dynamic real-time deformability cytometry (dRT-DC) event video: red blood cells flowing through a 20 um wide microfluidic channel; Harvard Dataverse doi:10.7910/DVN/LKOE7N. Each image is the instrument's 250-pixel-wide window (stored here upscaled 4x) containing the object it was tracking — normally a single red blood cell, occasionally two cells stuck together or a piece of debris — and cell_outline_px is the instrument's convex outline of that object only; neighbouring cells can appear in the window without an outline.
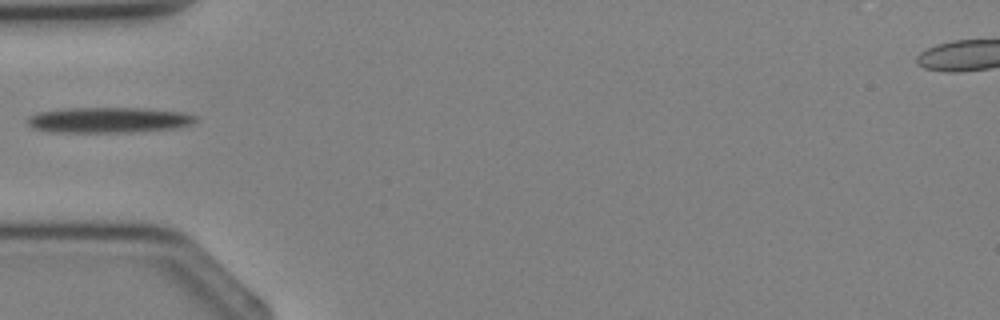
{"species": "Egyptian fruit bat (a non-hibernating species)", "species_latin": "Rousettus aegyptiacus", "temperature_condition": "cold", "stored_images_in_passage": 2, "camera_frame_rate_fps": 3000, "um_per_image_px": 0.085, "animal": {"sex": "female"}, "frame": {"image": 1, "passage_image": 2, "time_ms": 1.333, "image_size_px": [1000, 320], "cell_outline_px": [[196, 120], [192, 124], [180, 128], [132, 132], [48, 132], [32, 128], [28, 124], [28, 116], [36, 112], [60, 108], [140, 108], [184, 112], [196, 116]], "centroid_in_image_um": [9.21, 10.2], "position_along_channel_um": 75.8, "area_um2": 25.37}}